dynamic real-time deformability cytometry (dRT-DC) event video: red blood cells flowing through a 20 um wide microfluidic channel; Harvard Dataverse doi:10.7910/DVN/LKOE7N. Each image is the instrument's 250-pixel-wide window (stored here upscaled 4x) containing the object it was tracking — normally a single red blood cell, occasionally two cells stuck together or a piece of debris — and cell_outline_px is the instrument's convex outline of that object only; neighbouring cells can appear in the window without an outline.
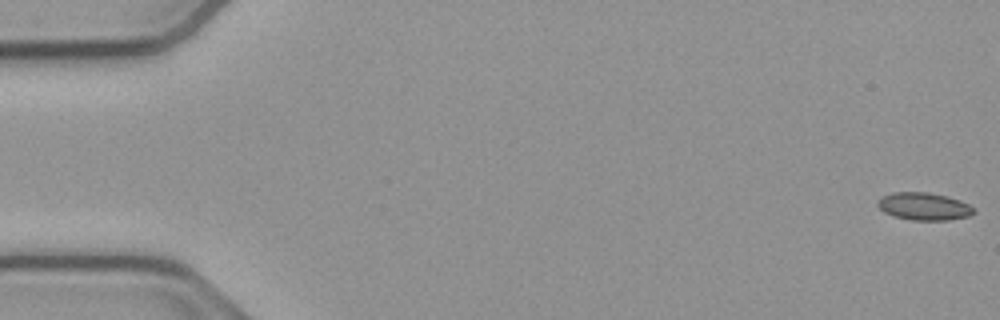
{"species": "common noctule bat (a hibernating species)", "species_latin": "Nyctalus noctula", "temperature_condition": "cold", "stored_images_in_passage": 56, "camera_frame_rate_fps": 3000, "um_per_image_px": 0.085, "animal": {"sex": "male", "body_mass_g": 23.1, "forearm_length_mm": 52.7}, "frame": {"image": 1, "passage_image": 1, "time_ms": 0.0, "image_size_px": [1000, 320], "cell_outline_px": [[976, 212], [972, 216], [948, 220], [912, 220], [892, 216], [884, 212], [876, 204], [876, 200], [880, 196], [892, 192], [928, 192], [948, 196], [960, 200], [976, 208]], "centroid_in_image_um": [78.54, 17.54], "position_along_channel_um": 6.5, "area_um2": 15.84}}
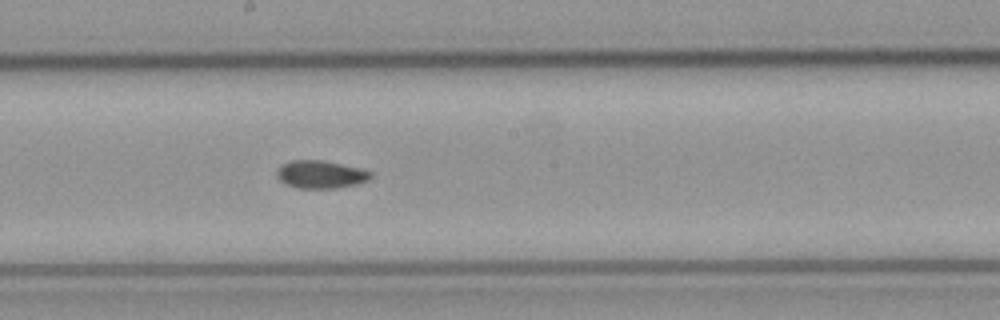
{"frame": {"image": 2, "passage_image": 30, "time_ms": 9.667, "image_size_px": [1000, 320], "cell_outline_px": [[372, 176], [368, 180], [356, 184], [336, 188], [296, 188], [284, 184], [276, 176], [276, 168], [280, 164], [288, 160], [324, 160], [360, 168], [372, 172]], "centroid_in_image_um": [27.2, 14.81], "position_along_channel_um": 221.0, "area_um2": 15.49}}
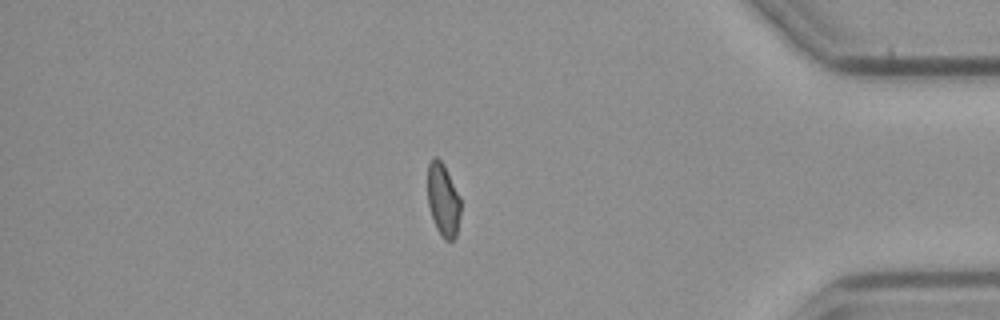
{"frame": {"image": 3, "passage_image": 47, "time_ms": 15.333, "image_size_px": [1000, 320], "cell_outline_px": [[460, 212], [456, 236], [452, 240], [444, 240], [436, 228], [428, 204], [428, 164], [432, 156], [436, 156], [444, 164], [460, 196]], "centroid_in_image_um": [37.66, 16.96], "position_along_channel_um": 397.5, "area_um2": 14.05}, "authors_computed_cell_mechanics": {"area_um2": 14.9991, "velocity_mm_per_s": 3.7592, "shape_relaxation_time_tau1_ms": null, "shape_relaxation_time_tau2_ms": 4.3565, "deformation_change_tau1": null, "deformation_change_tau2": 0.0683}}